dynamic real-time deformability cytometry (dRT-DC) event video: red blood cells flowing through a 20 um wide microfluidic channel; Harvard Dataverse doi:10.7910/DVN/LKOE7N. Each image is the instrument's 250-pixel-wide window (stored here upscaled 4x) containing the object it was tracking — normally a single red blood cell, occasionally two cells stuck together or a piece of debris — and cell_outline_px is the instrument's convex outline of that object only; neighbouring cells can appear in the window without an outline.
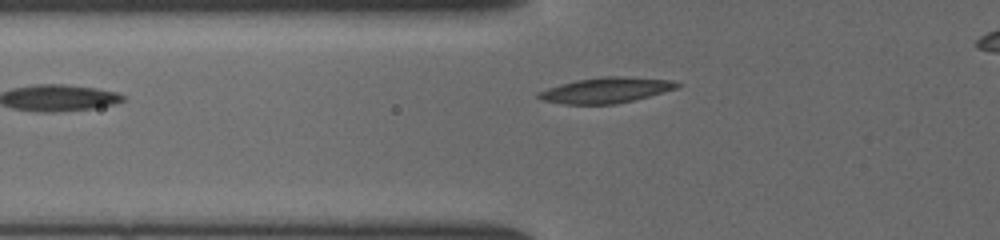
{"species": "common noctule bat (a hibernating species)", "species_latin": "Nyctalus noctula", "temperature_condition": "cold", "stored_images_in_passage": 28, "camera_frame_rate_fps": 3000, "um_per_image_px": 0.085, "animal": {"sex": "female", "body_mass_g": 19.5, "forearm_length_mm": 54.1}, "frame": {"image": 1, "passage_image": 2, "time_ms": 0.333, "image_size_px": [1000, 240], "cell_outline_px": [[680, 84], [676, 88], [648, 96], [616, 104], [564, 104], [540, 100], [536, 96], [540, 92], [548, 88], [560, 84], [576, 80], [600, 76], [620, 76], [672, 80]], "centroid_in_image_um": [51.46, 7.66], "position_along_channel_um": 74.3, "area_um2": 20.4}}
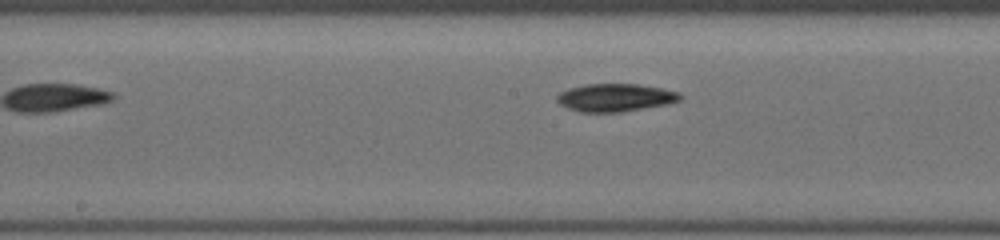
{"frame": {"image": 2, "passage_image": 11, "time_ms": 3.333, "image_size_px": [1000, 240], "cell_outline_px": [[684, 96], [680, 100], [664, 104], [620, 112], [580, 112], [568, 108], [560, 104], [556, 100], [556, 96], [560, 92], [568, 88], [584, 84], [640, 84], [680, 92]], "centroid_in_image_um": [52.27, 8.28], "position_along_channel_um": 195.9, "area_um2": 19.94}}
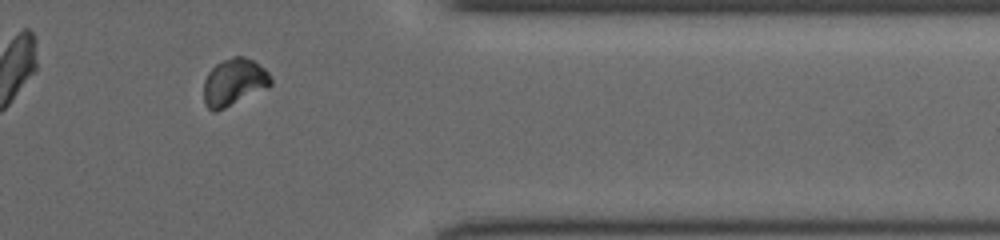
{"frame": {"image": 3, "passage_image": 26, "time_ms": 8.333, "image_size_px": [1000, 240], "cell_outline_px": [[272, 84], [268, 88], [216, 112], [212, 112], [204, 104], [204, 80], [208, 72], [216, 64], [232, 56], [244, 56], [252, 60], [264, 68], [268, 72], [272, 80]], "centroid_in_image_um": [19.88, 6.99], "position_along_channel_um": 391.5, "area_um2": 18.5}}